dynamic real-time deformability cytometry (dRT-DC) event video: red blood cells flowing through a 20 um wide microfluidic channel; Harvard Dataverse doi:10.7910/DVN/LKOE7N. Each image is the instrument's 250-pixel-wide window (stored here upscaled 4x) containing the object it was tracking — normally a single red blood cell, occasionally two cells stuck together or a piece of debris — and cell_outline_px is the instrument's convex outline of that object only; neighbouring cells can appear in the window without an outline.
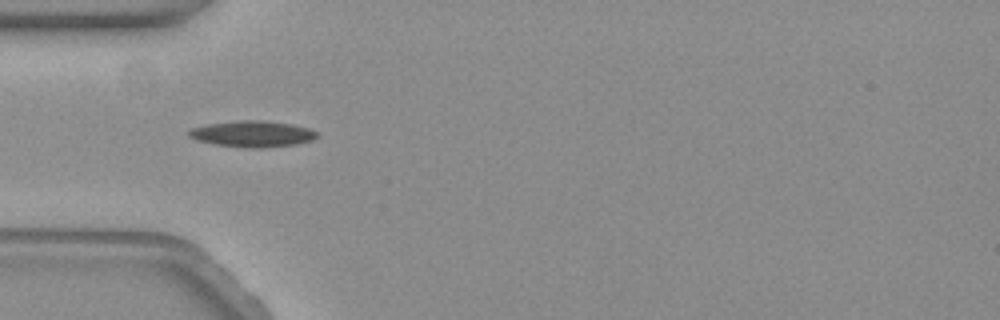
{"species": "common noctule bat (a hibernating species)", "species_latin": "Nyctalus noctula", "temperature_condition": "warm", "stored_images_in_passage": 13, "camera_frame_rate_fps": 3000, "um_per_image_px": 0.085, "animal": {"sex": "female", "body_mass_g": 19.3, "forearm_length_mm": 54.1}, "frame": {"image": 1, "passage_image": 1, "time_ms": 0.0, "image_size_px": [1000, 320], "cell_outline_px": [[316, 136], [312, 140], [296, 144], [264, 148], [244, 148], [216, 144], [196, 140], [188, 136], [188, 132], [192, 128], [208, 124], [236, 120], [264, 120], [292, 124], [308, 128], [316, 132]], "centroid_in_image_um": [21.44, 11.38], "position_along_channel_um": 63.6, "area_um2": 19.54}}